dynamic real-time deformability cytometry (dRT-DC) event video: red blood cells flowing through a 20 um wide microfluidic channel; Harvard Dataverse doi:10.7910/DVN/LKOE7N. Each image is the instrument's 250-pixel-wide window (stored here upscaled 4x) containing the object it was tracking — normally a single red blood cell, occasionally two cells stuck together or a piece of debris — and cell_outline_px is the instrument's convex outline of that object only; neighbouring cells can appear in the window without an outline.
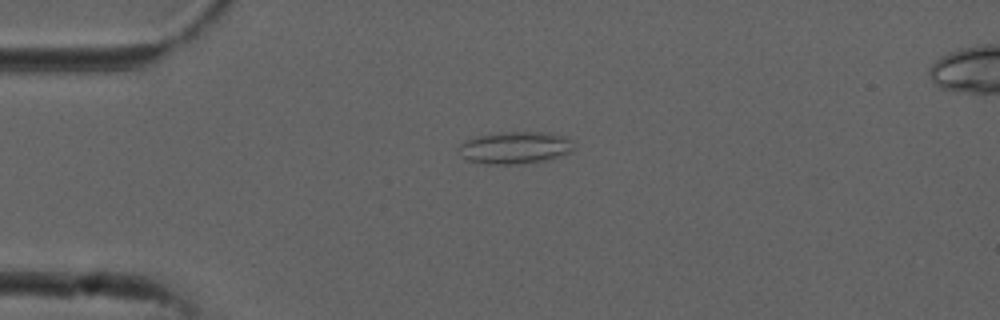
{"species": "common noctule bat (a hibernating species)", "species_latin": "Nyctalus noctula", "temperature_condition": "cold", "stored_images_in_passage": 6, "camera_frame_rate_fps": 3000, "um_per_image_px": 0.085, "animal": {"sex": "male", "forearm_length_mm": 52.5}, "frame": {"image": 1, "passage_image": 4, "time_ms": 1.0, "image_size_px": [1000, 320], "cell_outline_px": [[576, 148], [572, 152], [560, 156], [544, 160], [520, 164], [488, 164], [468, 160], [460, 156], [460, 144], [464, 140], [476, 136], [508, 132], [548, 132], [568, 136], [572, 140]], "centroid_in_image_um": [43.84, 12.54], "position_along_channel_um": 41.2, "area_um2": 21.79}}